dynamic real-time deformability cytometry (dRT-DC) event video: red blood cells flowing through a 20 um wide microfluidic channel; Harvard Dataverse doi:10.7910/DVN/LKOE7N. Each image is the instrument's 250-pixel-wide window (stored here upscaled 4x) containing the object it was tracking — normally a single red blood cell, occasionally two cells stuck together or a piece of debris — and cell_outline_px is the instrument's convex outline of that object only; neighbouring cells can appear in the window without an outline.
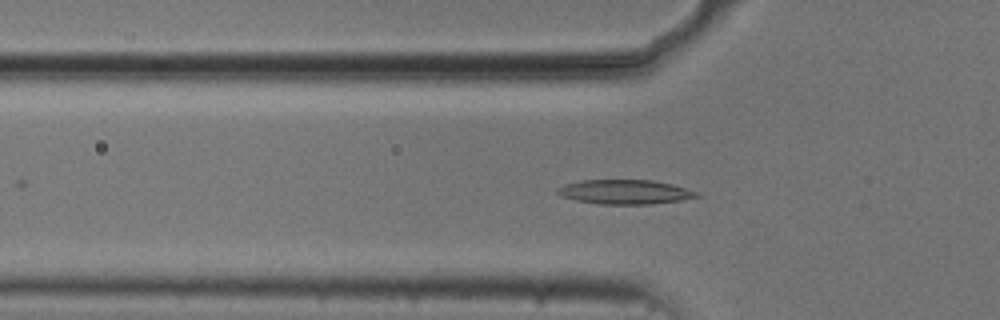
{"species": "common noctule bat (a hibernating species)", "species_latin": "Nyctalus noctula", "temperature_condition": "cold", "stored_images_in_passage": 36, "camera_frame_rate_fps": 3000, "um_per_image_px": 0.085, "animal": {"sex": "male", "body_mass_g": 20.5, "forearm_length_mm": 52.5}, "frame": {"image": 1, "passage_image": 17, "time_ms": 5.333, "image_size_px": [1000, 320], "cell_outline_px": [[700, 196], [680, 200], [648, 204], [600, 204], [576, 200], [560, 196], [556, 192], [556, 188], [564, 184], [584, 180], [652, 180], [672, 184], [700, 192]], "centroid_in_image_um": [53.1, 16.31], "position_along_channel_um": 72.7, "area_um2": 19.77}}
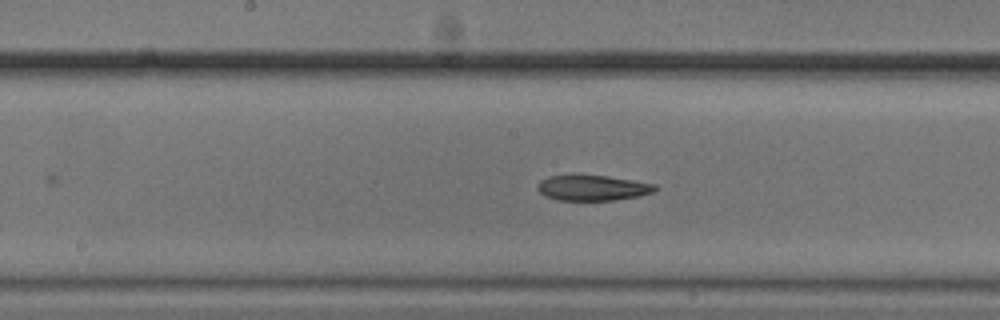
{"frame": {"image": 2, "passage_image": 27, "time_ms": 8.667, "image_size_px": [1000, 320], "cell_outline_px": [[660, 188], [652, 192], [640, 196], [612, 200], [556, 200], [544, 196], [536, 188], [540, 180], [548, 176], [608, 176], [656, 184]], "centroid_in_image_um": [50.38, 15.98], "position_along_channel_um": 197.8, "area_um2": 17.34}}
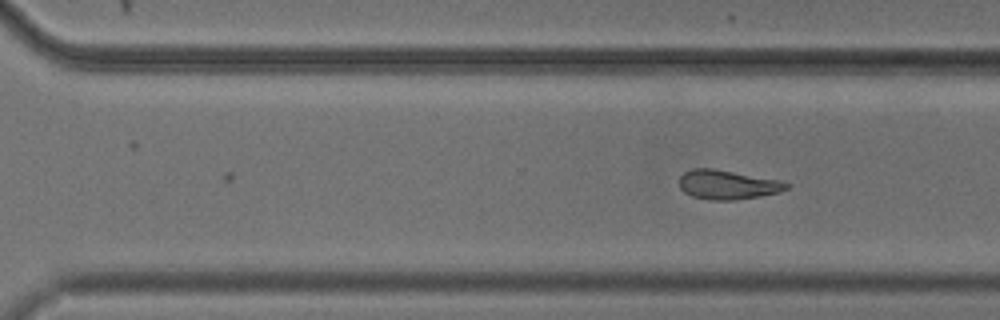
{"frame": {"image": 3, "passage_image": 36, "time_ms": 11.667, "image_size_px": [1000, 320], "cell_outline_px": [[788, 188], [780, 192], [760, 196], [736, 200], [708, 200], [692, 196], [684, 192], [680, 188], [680, 176], [684, 172], [692, 168], [712, 168], [780, 180], [788, 184]], "centroid_in_image_um": [61.82, 15.7], "position_along_channel_um": 308.8, "area_um2": 18.26}}